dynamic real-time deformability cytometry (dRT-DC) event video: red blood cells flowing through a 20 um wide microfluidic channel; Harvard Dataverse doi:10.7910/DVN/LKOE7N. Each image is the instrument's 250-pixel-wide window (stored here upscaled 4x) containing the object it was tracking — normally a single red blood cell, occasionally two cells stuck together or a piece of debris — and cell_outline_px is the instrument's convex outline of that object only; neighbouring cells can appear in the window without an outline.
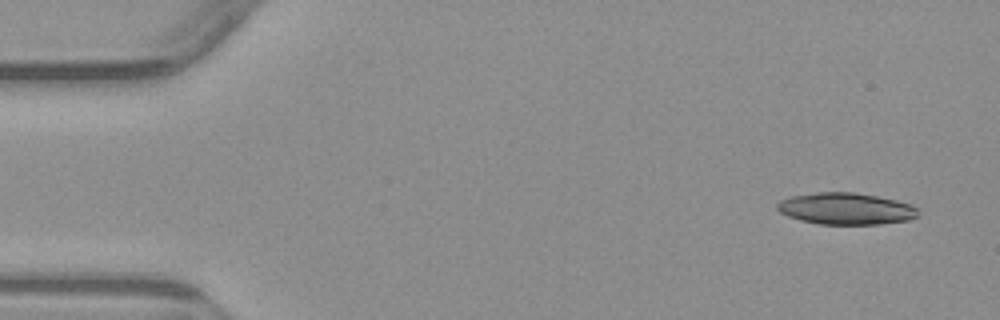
{"species": "common noctule bat (a hibernating species)", "species_latin": "Nyctalus noctula", "temperature_condition": "warm", "stored_images_in_passage": 4, "camera_frame_rate_fps": 3000, "um_per_image_px": 0.085, "animal": {"sex": "male", "body_mass_g": 23.1, "forearm_length_mm": 52.7}, "frame": {"image": 1, "passage_image": 1, "time_ms": 0.0, "image_size_px": [1000, 320], "cell_outline_px": [[920, 216], [908, 220], [880, 224], [820, 224], [800, 220], [788, 216], [780, 212], [776, 208], [776, 204], [780, 200], [788, 196], [820, 192], [852, 192], [876, 196], [896, 200], [912, 204], [916, 208]], "centroid_in_image_um": [71.89, 17.73], "position_along_channel_um": 13.1, "area_um2": 26.13}}